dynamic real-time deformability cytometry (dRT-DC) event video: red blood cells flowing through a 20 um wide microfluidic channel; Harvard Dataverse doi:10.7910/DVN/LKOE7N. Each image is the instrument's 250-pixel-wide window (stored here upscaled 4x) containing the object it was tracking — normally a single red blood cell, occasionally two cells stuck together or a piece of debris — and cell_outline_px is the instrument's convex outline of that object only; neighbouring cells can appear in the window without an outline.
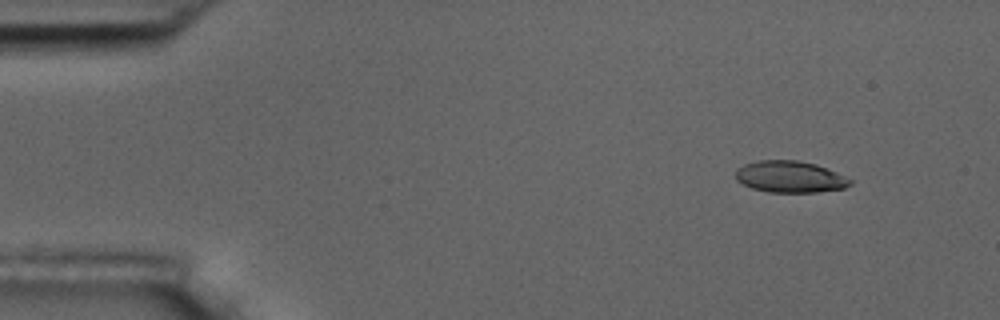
{"species": "common noctule bat (a hibernating species)", "species_latin": "Nyctalus noctula", "temperature_condition": "room temperature", "stored_images_in_passage": 5, "camera_frame_rate_fps": 3000, "um_per_image_px": 0.085, "animal": {"sex": "male", "body_mass_g": 17.5, "forearm_length_mm": 52.3}, "frame": {"image": 1, "passage_image": 1, "time_ms": 0.0, "image_size_px": [1000, 320], "cell_outline_px": [[852, 184], [844, 188], [816, 192], [768, 192], [752, 188], [736, 180], [736, 168], [744, 164], [756, 160], [796, 160], [816, 164], [836, 172], [852, 180]], "centroid_in_image_um": [67.13, 15.02], "position_along_channel_um": 17.9, "area_um2": 21.1}}